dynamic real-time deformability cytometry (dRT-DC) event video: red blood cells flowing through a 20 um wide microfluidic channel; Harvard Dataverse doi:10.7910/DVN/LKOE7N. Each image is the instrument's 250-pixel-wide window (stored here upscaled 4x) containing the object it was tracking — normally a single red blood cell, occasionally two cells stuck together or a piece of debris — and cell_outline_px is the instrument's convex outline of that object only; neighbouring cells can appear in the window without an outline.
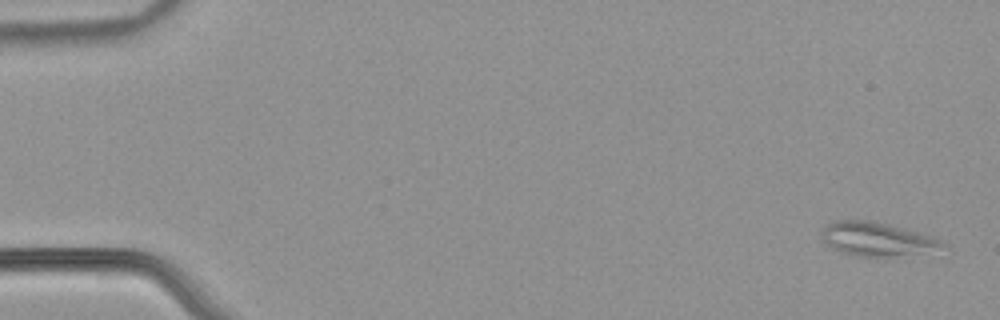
{"species": "common noctule bat (a hibernating species)", "species_latin": "Nyctalus noctula", "temperature_condition": "warm", "stored_images_in_passage": 54, "segment_of_instrument_passage": [1, 2], "camera_frame_rate_fps": 3000, "um_per_image_px": 0.085, "animal": {"sex": "male", "body_mass_g": 21.5, "forearm_length_mm": 52.0}, "frame": {"image": 1, "passage_image": 1, "time_ms": 0.0, "image_size_px": [1000, 320], "cell_outline_px": [[948, 248], [884, 256], [856, 256], [832, 248], [820, 236], [824, 228], [828, 224], [836, 220], [868, 220], [932, 236], [948, 244]], "centroid_in_image_um": [74.51, 20.31], "position_along_channel_um": 10.5, "area_um2": 22.89}}
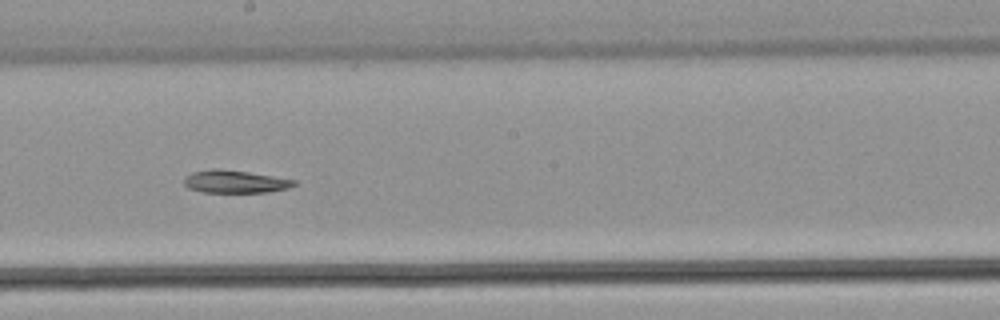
{"frame": {"image": 2, "passage_image": 30, "time_ms": 9.667, "image_size_px": [1000, 320], "cell_outline_px": [[296, 184], [288, 188], [268, 192], [204, 192], [188, 188], [184, 184], [184, 176], [192, 172], [212, 168], [216, 168], [248, 172], [296, 180]], "centroid_in_image_um": [19.94, 15.43], "position_along_channel_um": 228.3, "area_um2": 14.51}}
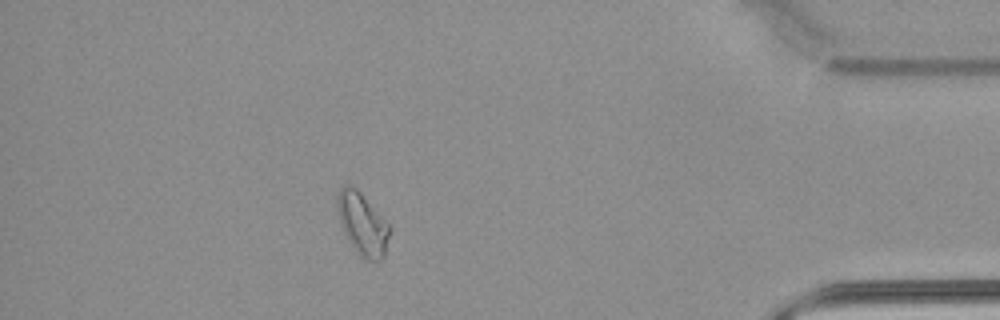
{"frame": {"image": 3, "passage_image": 47, "time_ms": 15.333, "image_size_px": [1000, 320], "cell_outline_px": [[392, 228], [384, 256], [380, 260], [368, 260], [360, 256], [356, 252], [348, 240], [344, 232], [340, 220], [336, 204], [336, 196], [340, 188], [344, 184], [352, 184], [360, 192]], "centroid_in_image_um": [30.8, 19.02], "position_along_channel_um": 404.4, "area_um2": 18.96}}